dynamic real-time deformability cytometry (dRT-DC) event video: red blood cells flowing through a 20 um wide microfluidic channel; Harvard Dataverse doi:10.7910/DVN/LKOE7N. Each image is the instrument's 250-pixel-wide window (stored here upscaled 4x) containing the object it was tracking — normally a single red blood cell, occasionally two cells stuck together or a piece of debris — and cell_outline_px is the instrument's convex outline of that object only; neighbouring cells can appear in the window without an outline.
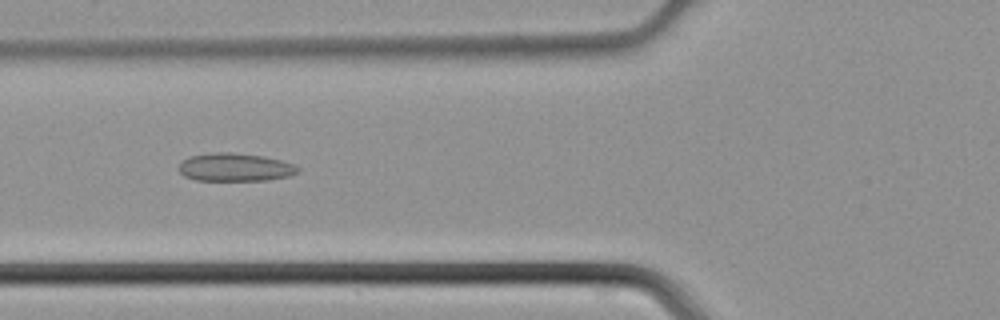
{"species": "common noctule bat (a hibernating species)", "species_latin": "Nyctalus noctula", "temperature_condition": "cold", "stored_images_in_passage": 45, "camera_frame_rate_fps": 3000, "um_per_image_px": 0.085, "animal": {"sex": "male", "body_mass_g": 21.5, "forearm_length_mm": 52.0}, "frame": {"image": 1, "passage_image": 17, "time_ms": 5.333, "image_size_px": [1000, 320], "cell_outline_px": [[300, 168], [296, 172], [288, 176], [268, 180], [196, 180], [184, 176], [180, 172], [180, 164], [188, 156], [212, 152], [232, 152], [264, 156], [280, 160], [292, 164]], "centroid_in_image_um": [19.96, 14.2], "position_along_channel_um": 105.8, "area_um2": 19.36}}
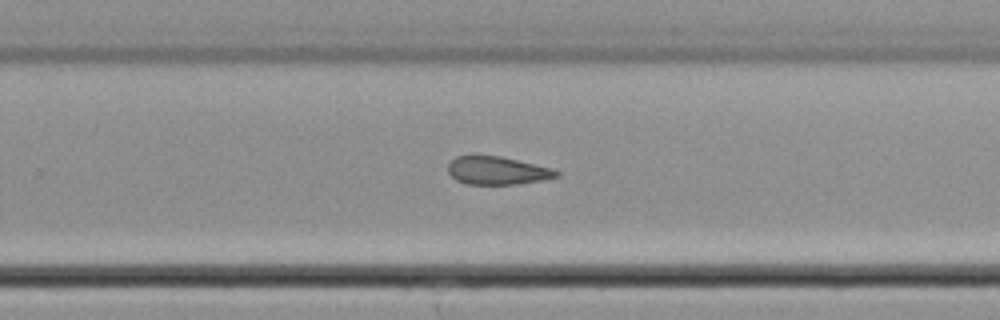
{"frame": {"image": 2, "passage_image": 29, "time_ms": 9.333, "image_size_px": [1000, 320], "cell_outline_px": [[560, 176], [540, 180], [516, 184], [468, 184], [456, 180], [448, 172], [448, 164], [456, 156], [500, 156], [552, 168], [560, 172]], "centroid_in_image_um": [42.27, 14.5], "position_along_channel_um": 287.5, "area_um2": 17.51}}
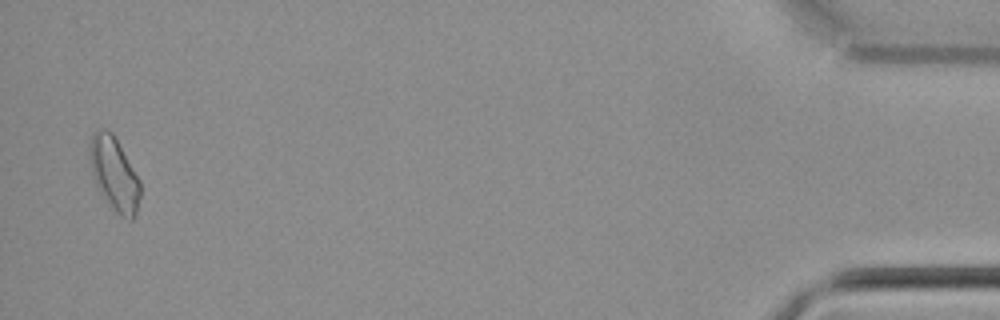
{"frame": {"image": 3, "passage_image": 44, "time_ms": 14.333, "image_size_px": [1000, 320], "cell_outline_px": [[140, 196], [136, 212], [132, 220], [128, 220], [116, 212], [100, 192], [92, 176], [88, 152], [88, 148], [92, 132], [96, 128], [108, 128], [112, 132], [140, 180]], "centroid_in_image_um": [9.68, 14.72], "position_along_channel_um": 425.5, "area_um2": 21.73}}